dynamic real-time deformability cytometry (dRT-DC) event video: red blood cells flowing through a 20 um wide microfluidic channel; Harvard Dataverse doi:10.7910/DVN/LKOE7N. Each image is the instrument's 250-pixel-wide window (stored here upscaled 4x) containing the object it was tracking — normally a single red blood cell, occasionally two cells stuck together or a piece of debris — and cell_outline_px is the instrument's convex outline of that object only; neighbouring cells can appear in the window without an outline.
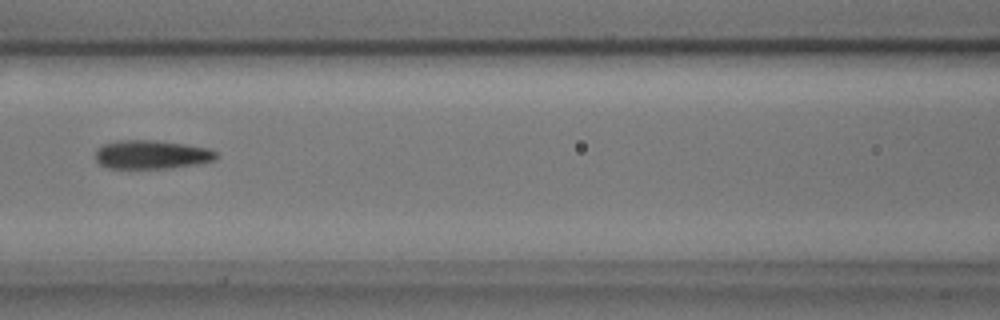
{"species": "common noctule bat (a hibernating species)", "species_latin": "Nyctalus noctula", "temperature_condition": "cold", "stored_images_in_passage": 8, "camera_frame_rate_fps": 3000, "um_per_image_px": 0.085, "animal": {"sex": "male", "body_mass_g": 17.9, "forearm_length_mm": 54.2}, "frame": {"image": 1, "passage_image": 7, "time_ms": 2.0, "image_size_px": [1000, 320], "cell_outline_px": [[220, 156], [216, 160], [200, 164], [168, 168], [108, 168], [100, 164], [96, 160], [96, 148], [104, 144], [120, 140], [152, 140], [184, 144], [208, 148], [216, 152]], "centroid_in_image_um": [12.92, 13.14], "position_along_channel_um": 153.7, "area_um2": 20.29}}
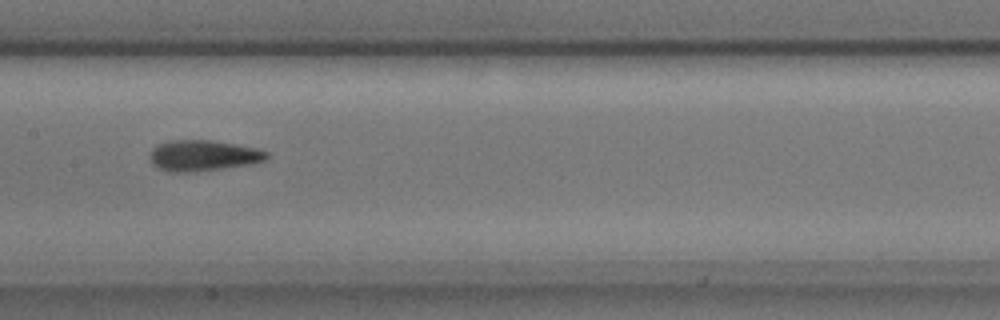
{"frame": {"image": 2, "passage_image": 8, "time_ms": 2.333, "image_size_px": [1000, 320], "cell_outline_px": [[268, 160], [252, 164], [188, 172], [168, 172], [152, 164], [148, 156], [152, 148], [156, 144], [168, 140], [212, 140], [260, 148], [268, 152]], "centroid_in_image_um": [17.27, 13.2], "position_along_channel_um": 190.1, "area_um2": 21.27}}